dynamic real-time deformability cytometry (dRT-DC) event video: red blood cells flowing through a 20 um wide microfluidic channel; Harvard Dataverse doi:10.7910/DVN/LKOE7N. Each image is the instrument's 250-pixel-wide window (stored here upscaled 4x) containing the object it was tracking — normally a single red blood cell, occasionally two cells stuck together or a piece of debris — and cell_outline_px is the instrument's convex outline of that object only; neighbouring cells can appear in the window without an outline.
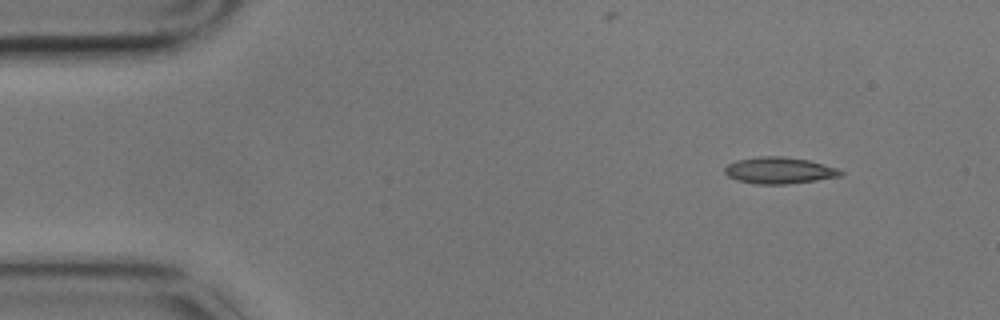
{"species": "common noctule bat (a hibernating species)", "species_latin": "Nyctalus noctula", "temperature_condition": "cold", "stored_images_in_passage": 4, "camera_frame_rate_fps": 3000, "um_per_image_px": 0.085, "animal": {"sex": "male", "body_mass_g": 17.9}, "frame": {"image": 1, "passage_image": 1, "time_ms": 0.0, "image_size_px": [1000, 320], "cell_outline_px": [[844, 172], [840, 176], [816, 180], [788, 184], [756, 184], [736, 180], [728, 176], [724, 172], [724, 168], [728, 164], [736, 160], [760, 156], [784, 156], [808, 160], [824, 164], [836, 168]], "centroid_in_image_um": [66.21, 14.48], "position_along_channel_um": 18.8, "area_um2": 17.92}}
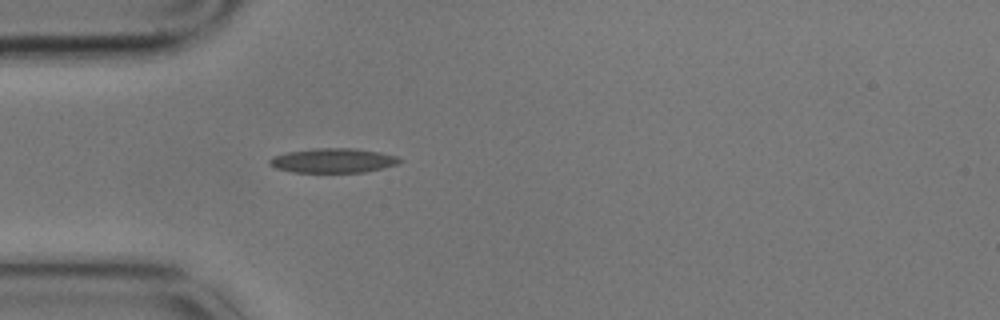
{"frame": {"image": 2, "passage_image": 4, "time_ms": 1.0, "image_size_px": [1000, 320], "cell_outline_px": [[404, 160], [396, 164], [384, 168], [364, 172], [292, 172], [276, 168], [268, 164], [268, 160], [272, 156], [288, 152], [312, 148], [356, 148], [380, 152], [396, 156]], "centroid_in_image_um": [28.3, 13.64], "position_along_channel_um": 56.7, "area_um2": 18.67}}